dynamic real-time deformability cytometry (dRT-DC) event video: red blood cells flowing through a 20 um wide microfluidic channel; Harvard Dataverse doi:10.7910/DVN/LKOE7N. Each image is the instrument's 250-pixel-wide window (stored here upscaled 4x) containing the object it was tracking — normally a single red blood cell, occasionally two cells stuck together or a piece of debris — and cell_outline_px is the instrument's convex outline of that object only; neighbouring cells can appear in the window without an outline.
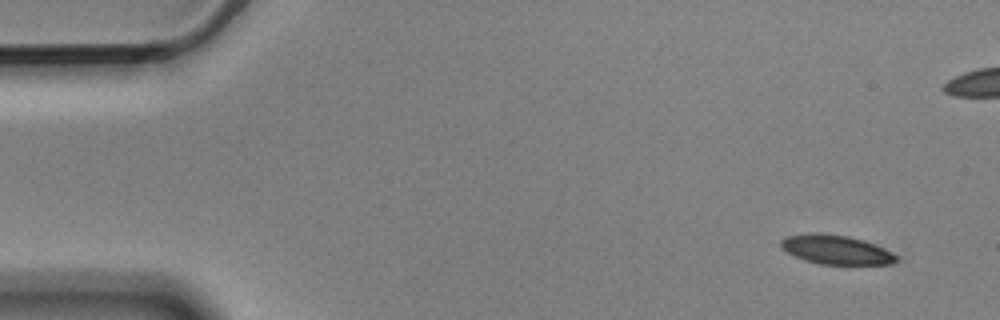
{"species": "Egyptian fruit bat (a non-hibernating species)", "species_latin": "Rousettus aegyptiacus", "temperature_condition": "cold", "stored_images_in_passage": 7, "segment_of_instrument_passage": [1, 2], "camera_frame_rate_fps": 3000, "um_per_image_px": 0.085, "animal": {"sex": "male"}, "frame": {"image": 1, "passage_image": 1, "time_ms": 0.0, "image_size_px": [1000, 320], "cell_outline_px": [[900, 260], [892, 264], [820, 264], [804, 260], [780, 248], [780, 240], [788, 236], [808, 232], [816, 232], [848, 236], [864, 240], [884, 248], [900, 256]], "centroid_in_image_um": [71.09, 21.22], "position_along_channel_um": 13.9, "area_um2": 19.83}}
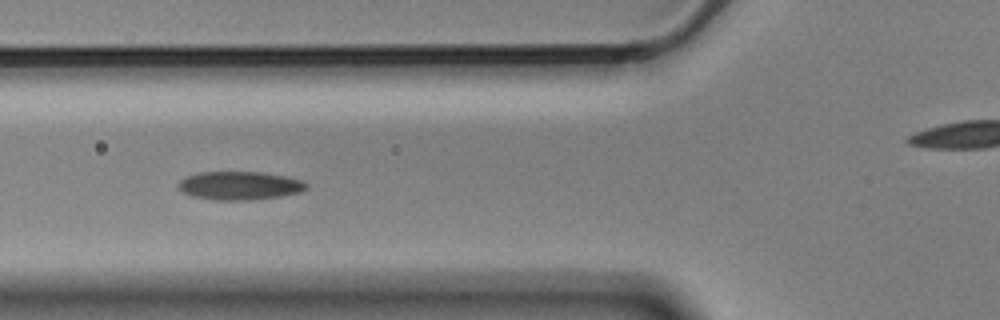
{"frame": {"image": 2, "passage_image": 5, "time_ms": 1.333, "image_size_px": [1000, 320], "cell_outline_px": [[308, 188], [300, 192], [280, 196], [252, 200], [212, 200], [192, 196], [184, 192], [176, 184], [184, 176], [200, 172], [264, 172], [304, 180], [308, 184]], "centroid_in_image_um": [20.37, 15.77], "position_along_channel_um": 105.4, "area_um2": 21.39}}
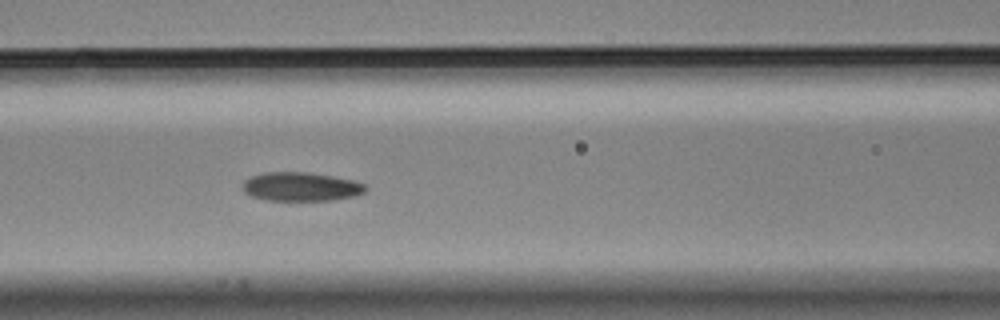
{"frame": {"image": 3, "passage_image": 6, "time_ms": 1.667, "image_size_px": [1000, 320], "cell_outline_px": [[368, 188], [364, 192], [356, 196], [332, 200], [264, 200], [252, 196], [244, 192], [244, 180], [252, 176], [264, 172], [308, 172], [332, 176], [352, 180], [364, 184]], "centroid_in_image_um": [25.59, 15.87], "position_along_channel_um": 141.0, "area_um2": 20.58}}